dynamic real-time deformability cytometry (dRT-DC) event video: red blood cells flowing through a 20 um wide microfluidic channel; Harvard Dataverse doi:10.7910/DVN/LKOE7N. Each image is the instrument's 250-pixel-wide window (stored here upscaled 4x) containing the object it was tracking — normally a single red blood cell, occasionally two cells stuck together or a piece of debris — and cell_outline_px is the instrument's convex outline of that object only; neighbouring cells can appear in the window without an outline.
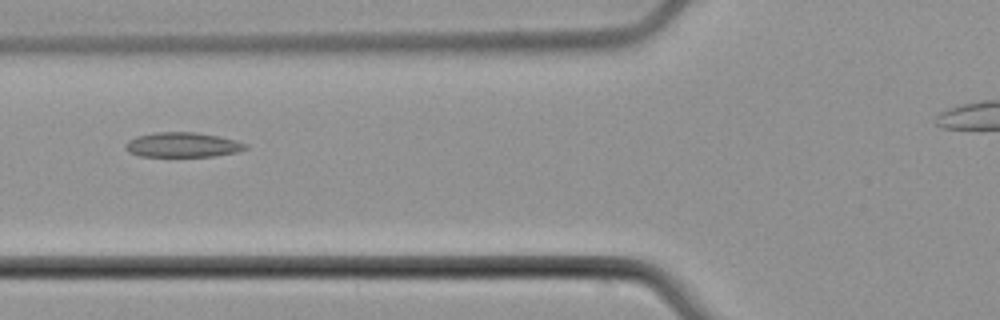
{"species": "common noctule bat (a hibernating species)", "species_latin": "Nyctalus noctula", "temperature_condition": "cold", "stored_images_in_passage": 5, "camera_frame_rate_fps": 3000, "um_per_image_px": 0.085, "animal": {"sex": "male", "body_mass_g": 21.5, "forearm_length_mm": 52.0}, "frame": {"image": 1, "passage_image": 5, "time_ms": 6.0, "image_size_px": [1000, 320], "cell_outline_px": [[248, 148], [236, 152], [212, 156], [140, 156], [128, 152], [124, 148], [124, 144], [128, 140], [136, 136], [156, 132], [196, 132], [220, 136], [236, 140], [248, 144]], "centroid_in_image_um": [15.5, 12.3], "position_along_channel_um": 110.3, "area_um2": 17.46}}